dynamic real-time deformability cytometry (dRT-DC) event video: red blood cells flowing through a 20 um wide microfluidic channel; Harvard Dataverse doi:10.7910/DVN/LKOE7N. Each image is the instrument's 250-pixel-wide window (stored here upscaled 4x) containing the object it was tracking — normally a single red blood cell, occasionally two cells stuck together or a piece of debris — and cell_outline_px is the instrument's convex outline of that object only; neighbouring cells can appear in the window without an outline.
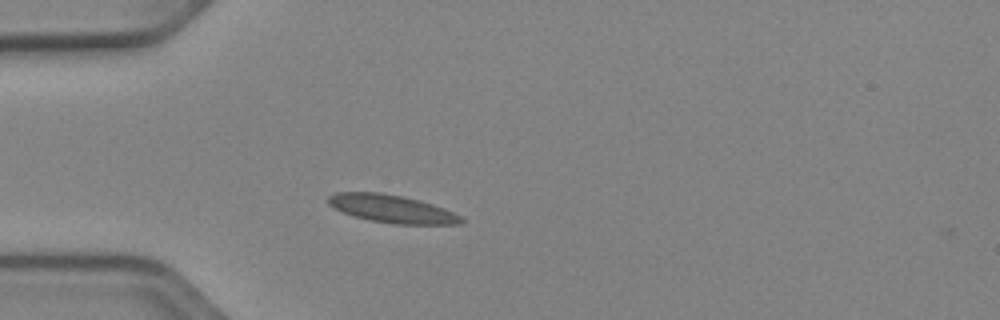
{"species": "Egyptian fruit bat (a non-hibernating species)", "species_latin": "Rousettus aegyptiacus", "temperature_condition": "cold", "stored_images_in_passage": 3, "camera_frame_rate_fps": 3000, "um_per_image_px": 0.085, "animal": {"sex": "female"}, "frame": {"image": 1, "passage_image": 1, "time_ms": 0.0, "image_size_px": [1000, 320], "cell_outline_px": [[464, 220], [460, 224], [396, 224], [368, 220], [352, 216], [328, 204], [328, 196], [336, 192], [380, 192], [404, 196], [420, 200], [444, 208], [460, 216]], "centroid_in_image_um": [33.29, 17.74], "position_along_channel_um": 51.7, "area_um2": 21.56}}